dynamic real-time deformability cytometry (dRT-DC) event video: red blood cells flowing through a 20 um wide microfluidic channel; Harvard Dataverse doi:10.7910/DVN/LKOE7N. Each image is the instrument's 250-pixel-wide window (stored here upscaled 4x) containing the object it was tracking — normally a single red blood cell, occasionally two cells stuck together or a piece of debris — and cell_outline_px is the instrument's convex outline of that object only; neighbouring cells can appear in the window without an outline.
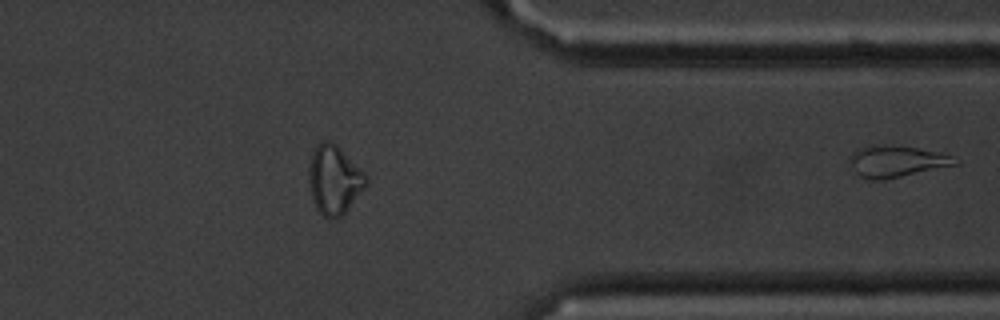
{"species": "common noctule bat (a hibernating species)", "species_latin": "Nyctalus noctula", "temperature_condition": "cold", "stored_images_in_passage": 45, "segment_of_instrument_passage": [2, 2], "camera_frame_rate_fps": 3000, "um_per_image_px": 0.085, "animal": {"sex": "male", "body_mass_g": 20.1, "forearm_length_mm": 53.5}, "frame": {"image": 1, "passage_image": 45, "time_ms": 14.667, "image_size_px": [1000, 320], "cell_outline_px": [[960, 164], [884, 180], [872, 180], [860, 176], [856, 172], [852, 164], [852, 152], [856, 148], [916, 148], [936, 152], [952, 156], [960, 160]], "centroid_in_image_um": [76.3, 13.78], "position_along_channel_um": 335.1, "area_um2": 18.26}}